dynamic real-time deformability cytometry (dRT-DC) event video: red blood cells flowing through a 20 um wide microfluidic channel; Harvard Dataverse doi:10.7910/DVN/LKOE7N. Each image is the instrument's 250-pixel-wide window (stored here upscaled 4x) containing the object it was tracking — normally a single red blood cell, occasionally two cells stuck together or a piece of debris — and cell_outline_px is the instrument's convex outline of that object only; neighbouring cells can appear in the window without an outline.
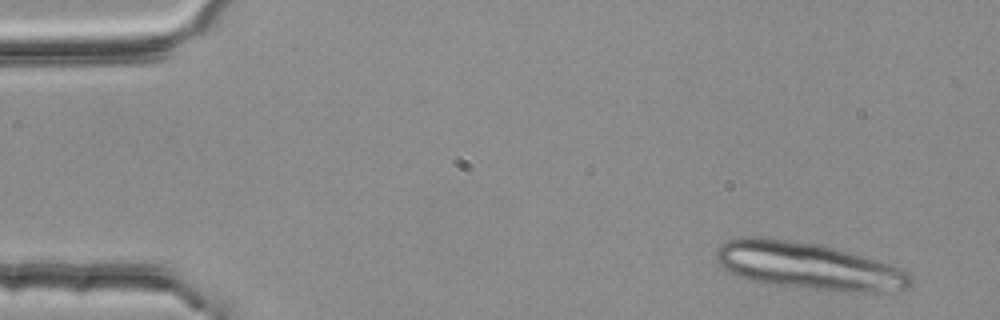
{"species": "common noctule bat (a hibernating species)", "species_latin": "Nyctalus noctula", "temperature_condition": "room temperature", "stored_images_in_passage": 8, "camera_frame_rate_fps": 3000, "um_per_image_px": 0.085, "animal": {"sex": "female", "body_mass_g": 25.1}, "frame": {"image": 1, "passage_image": 1, "time_ms": 0.0, "image_size_px": [1000, 320], "cell_outline_px": [[912, 284], [908, 288], [888, 292], [856, 292], [764, 284], [740, 276], [724, 268], [720, 264], [716, 256], [716, 252], [720, 244], [728, 240], [740, 236], [760, 236], [820, 244], [892, 264], [908, 272], [912, 276]], "centroid_in_image_um": [68.73, 22.6], "position_along_channel_um": 16.3, "area_um2": 53.35}}